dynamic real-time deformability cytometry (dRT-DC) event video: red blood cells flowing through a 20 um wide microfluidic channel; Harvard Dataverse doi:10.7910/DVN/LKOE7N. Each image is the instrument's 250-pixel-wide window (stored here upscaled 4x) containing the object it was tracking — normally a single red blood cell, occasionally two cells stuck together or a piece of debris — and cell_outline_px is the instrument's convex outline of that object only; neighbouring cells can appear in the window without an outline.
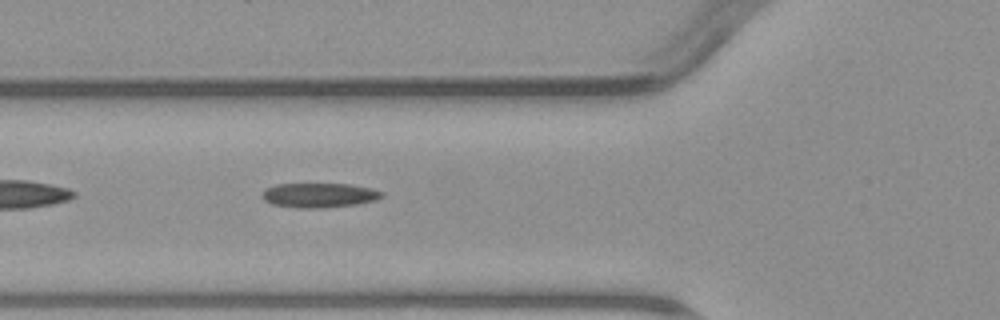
{"species": "common noctule bat (a hibernating species)", "species_latin": "Nyctalus noctula", "temperature_condition": "warm", "stored_images_in_passage": 5, "camera_frame_rate_fps": 3000, "um_per_image_px": 0.085, "animal": {"sex": "male", "body_mass_g": 23.1, "forearm_length_mm": 52.7}, "frame": {"image": 1, "passage_image": 5, "time_ms": 4.667, "image_size_px": [1000, 320], "cell_outline_px": [[384, 196], [376, 200], [356, 204], [316, 208], [300, 208], [272, 204], [264, 200], [260, 196], [264, 188], [276, 184], [348, 184], [372, 188], [384, 192]], "centroid_in_image_um": [27.11, 16.58], "position_along_channel_um": 98.7, "area_um2": 17.17}}